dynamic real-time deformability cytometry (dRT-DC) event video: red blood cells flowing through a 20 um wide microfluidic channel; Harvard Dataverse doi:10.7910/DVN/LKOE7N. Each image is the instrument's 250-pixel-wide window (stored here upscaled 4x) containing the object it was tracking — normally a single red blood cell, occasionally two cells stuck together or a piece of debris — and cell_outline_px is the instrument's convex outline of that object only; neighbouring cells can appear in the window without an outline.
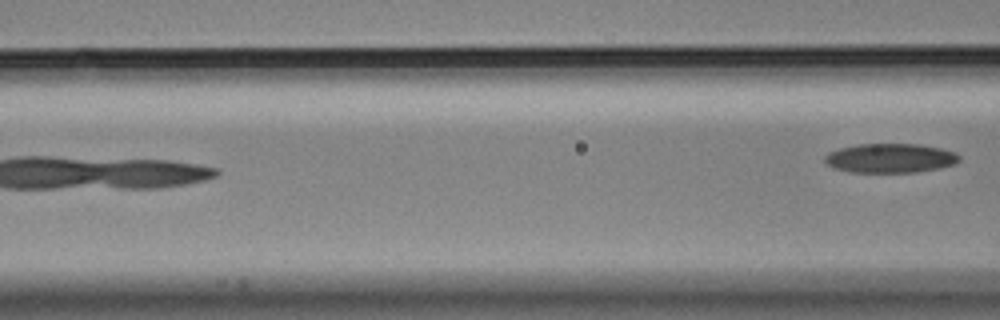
{"species": "Egyptian fruit bat (a non-hibernating species)", "species_latin": "Rousettus aegyptiacus", "temperature_condition": "cold", "stored_images_in_passage": 7, "camera_frame_rate_fps": 3000, "um_per_image_px": 0.085, "animal": {"sex": "male"}, "frame": {"image": 1, "passage_image": 7, "time_ms": 2.0, "image_size_px": [1000, 320], "cell_outline_px": [[960, 160], [956, 164], [940, 168], [916, 172], [852, 172], [832, 168], [824, 160], [824, 156], [828, 152], [840, 148], [860, 144], [920, 144], [940, 148], [956, 152], [960, 156]], "centroid_in_image_um": [75.69, 13.44], "position_along_channel_um": 90.9, "area_um2": 23.06}}